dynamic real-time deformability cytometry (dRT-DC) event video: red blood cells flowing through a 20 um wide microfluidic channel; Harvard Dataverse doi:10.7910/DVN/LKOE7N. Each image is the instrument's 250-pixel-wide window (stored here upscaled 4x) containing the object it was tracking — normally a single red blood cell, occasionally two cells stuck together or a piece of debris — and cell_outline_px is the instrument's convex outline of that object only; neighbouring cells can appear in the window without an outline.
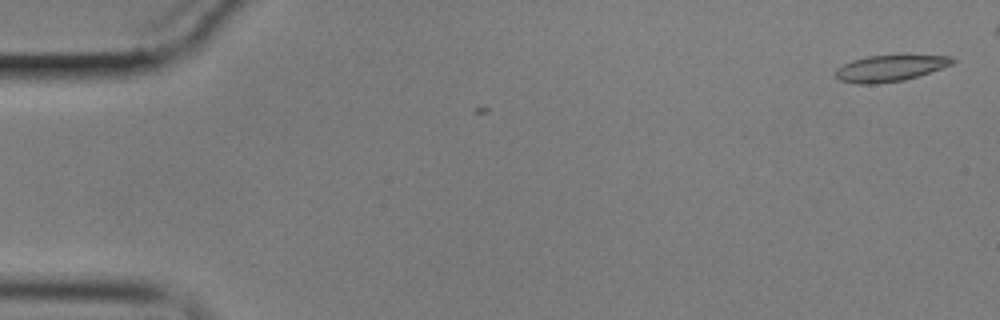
{"species": "common noctule bat (a hibernating species)", "species_latin": "Nyctalus noctula", "temperature_condition": "cold", "stored_images_in_passage": 5, "camera_frame_rate_fps": 3000, "um_per_image_px": 0.085, "animal": {"sex": "male", "body_mass_g": 17.9}, "frame": {"image": 1, "passage_image": 1, "time_ms": 0.0, "image_size_px": [1000, 320], "cell_outline_px": [[956, 60], [952, 64], [904, 80], [872, 84], [856, 84], [840, 80], [836, 76], [836, 68], [852, 60], [868, 56], [952, 56]], "centroid_in_image_um": [75.6, 5.81], "position_along_channel_um": 9.4, "area_um2": 17.4}}